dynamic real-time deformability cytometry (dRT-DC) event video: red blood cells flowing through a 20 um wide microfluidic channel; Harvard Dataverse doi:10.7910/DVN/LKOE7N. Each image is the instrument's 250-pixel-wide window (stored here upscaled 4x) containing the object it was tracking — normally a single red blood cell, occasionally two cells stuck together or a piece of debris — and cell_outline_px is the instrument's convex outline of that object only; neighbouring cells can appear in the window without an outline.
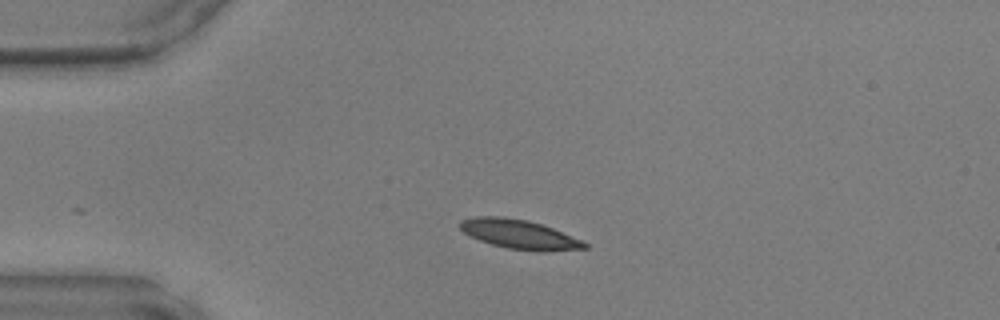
{"species": "common noctule bat (a hibernating species)", "species_latin": "Nyctalus noctula", "temperature_condition": "warm", "stored_images_in_passage": 30, "camera_frame_rate_fps": 3000, "um_per_image_px": 0.085, "animal": {"sex": "male", "body_mass_g": 17.9, "forearm_length_mm": 54.2}, "frame": {"image": 1, "passage_image": 1, "time_ms": 0.0, "image_size_px": [1000, 320], "cell_outline_px": [[588, 248], [508, 248], [492, 244], [480, 240], [464, 232], [460, 228], [460, 220], [476, 216], [504, 216], [528, 220], [552, 228], [580, 240], [588, 244]], "centroid_in_image_um": [44.0, 19.83], "position_along_channel_um": 41.0, "area_um2": 19.83}}
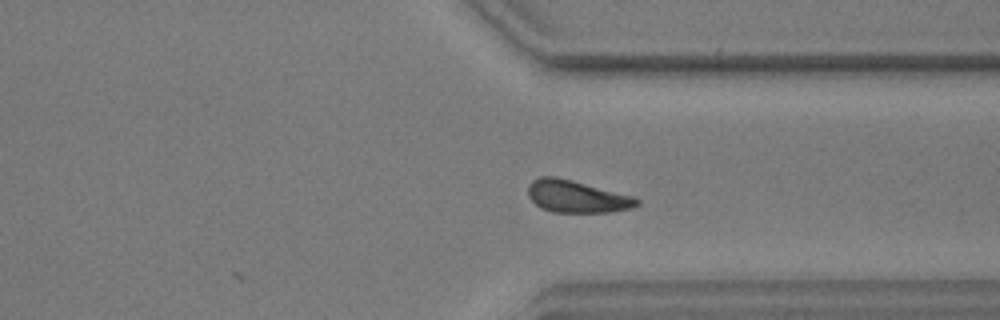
{"frame": {"image": 2, "passage_image": 26, "time_ms": 8.333, "image_size_px": [1000, 320], "cell_outline_px": [[640, 204], [632, 208], [612, 212], [552, 212], [540, 208], [528, 196], [528, 184], [532, 180], [540, 176], [556, 176], [572, 180], [632, 196], [640, 200]], "centroid_in_image_um": [49.0, 16.7], "position_along_channel_um": 362.4, "area_um2": 20.46}}
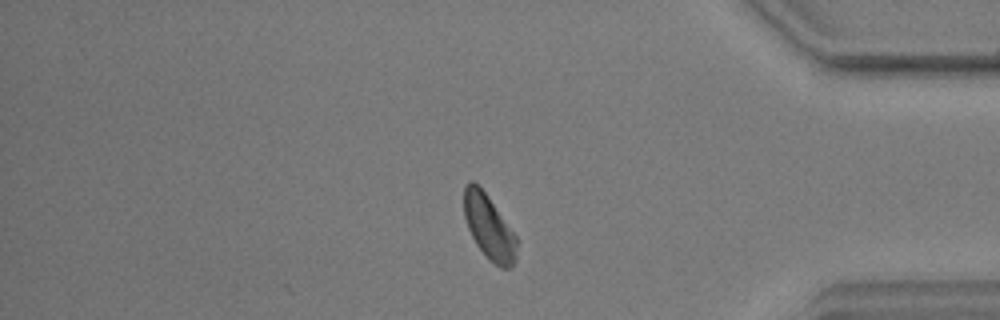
{"frame": {"image": 3, "passage_image": 30, "time_ms": 9.667, "image_size_px": [1000, 320], "cell_outline_px": [[516, 260], [512, 268], [500, 268], [488, 260], [476, 244], [468, 228], [464, 216], [464, 188], [468, 180], [472, 180], [480, 184], [516, 236]], "centroid_in_image_um": [41.55, 19.29], "position_along_channel_um": 393.7, "area_um2": 20.0}}